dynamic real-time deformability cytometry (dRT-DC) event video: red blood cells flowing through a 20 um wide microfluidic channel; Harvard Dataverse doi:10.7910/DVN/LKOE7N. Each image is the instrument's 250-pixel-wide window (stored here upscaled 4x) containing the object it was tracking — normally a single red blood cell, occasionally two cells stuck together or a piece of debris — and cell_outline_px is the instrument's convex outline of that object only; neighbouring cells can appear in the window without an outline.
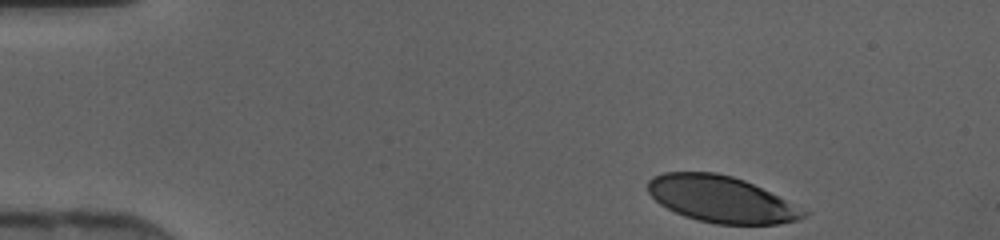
{"species": "human", "species_latin": "Homo sapiens", "temperature_condition": "cold", "stored_images_in_passage": 37, "camera_frame_rate_fps": 3000, "um_per_image_px": 0.085, "donor": {"sex": "female"}, "frame": {"image": 1, "passage_image": 1, "time_ms": 0.0, "image_size_px": [1000, 240], "cell_outline_px": [[808, 216], [800, 220], [780, 224], [716, 224], [696, 220], [684, 216], [660, 204], [648, 192], [648, 180], [652, 176], [664, 172], [716, 172], [732, 176], [744, 180], [808, 212]], "centroid_in_image_um": [61.27, 16.94], "position_along_channel_um": 23.7, "area_um2": 41.79}}
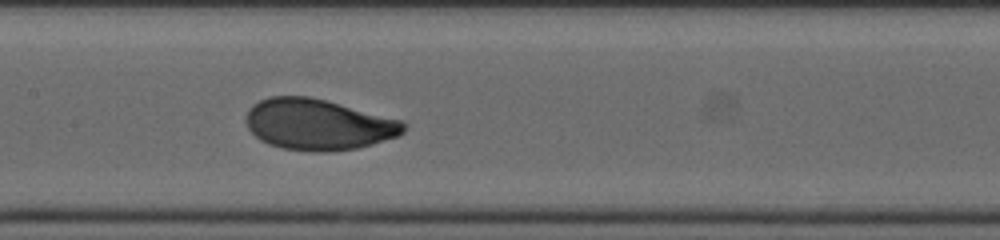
{"frame": {"image": 2, "passage_image": 18, "time_ms": 5.667, "image_size_px": [1000, 240], "cell_outline_px": [[408, 124], [404, 132], [400, 136], [372, 144], [356, 148], [328, 152], [312, 152], [284, 148], [268, 144], [260, 140], [248, 128], [248, 108], [252, 104], [268, 96], [308, 96], [404, 120]], "centroid_in_image_um": [27.09, 10.58], "position_along_channel_um": 180.3, "area_um2": 46.93}}
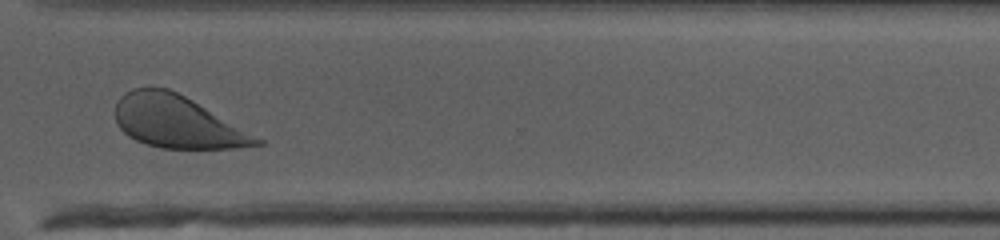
{"frame": {"image": 3, "passage_image": 30, "time_ms": 9.667, "image_size_px": [1000, 240], "cell_outline_px": [[264, 144], [236, 148], [160, 148], [136, 140], [128, 136], [116, 124], [116, 100], [124, 92], [132, 88], [168, 88], [192, 100], [264, 140]], "centroid_in_image_um": [15.02, 10.36], "position_along_channel_um": 355.6, "area_um2": 42.66}}